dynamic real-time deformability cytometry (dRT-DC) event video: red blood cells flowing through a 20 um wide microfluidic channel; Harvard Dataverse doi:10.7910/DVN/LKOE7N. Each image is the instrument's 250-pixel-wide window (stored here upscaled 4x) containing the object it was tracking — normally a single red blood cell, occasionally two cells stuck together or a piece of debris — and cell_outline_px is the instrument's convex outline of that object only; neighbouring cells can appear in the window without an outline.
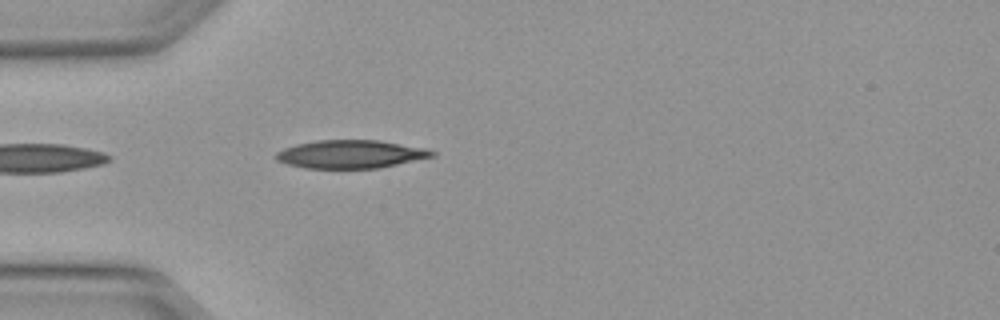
{"species": "Egyptian fruit bat (a non-hibernating species)", "species_latin": "Rousettus aegyptiacus", "temperature_condition": "warm", "stored_images_in_passage": 1, "camera_frame_rate_fps": 3000, "um_per_image_px": 0.085, "animal": {"sex": "female"}, "frame": {"image": 1, "passage_image": 1, "time_ms": 0.0, "image_size_px": [1000, 320], "cell_outline_px": [[436, 156], [380, 168], [304, 168], [288, 164], [276, 160], [276, 152], [284, 148], [296, 144], [316, 140], [380, 140], [424, 148], [436, 152]], "centroid_in_image_um": [29.82, 13.1], "position_along_channel_um": 55.2, "area_um2": 25.66}}